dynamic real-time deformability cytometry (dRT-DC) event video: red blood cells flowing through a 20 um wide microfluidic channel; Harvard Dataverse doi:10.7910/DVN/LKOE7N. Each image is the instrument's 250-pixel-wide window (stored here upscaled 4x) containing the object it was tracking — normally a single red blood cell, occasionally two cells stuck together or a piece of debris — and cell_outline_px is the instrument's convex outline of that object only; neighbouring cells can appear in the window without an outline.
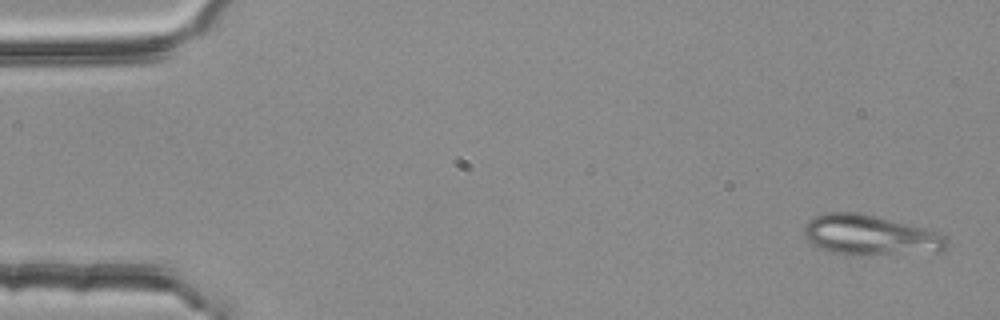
{"species": "common noctule bat (a hibernating species)", "species_latin": "Nyctalus noctula", "temperature_condition": "room temperature", "stored_images_in_passage": 4, "camera_frame_rate_fps": 3000, "um_per_image_px": 0.085, "animal": {"sex": "female", "body_mass_g": 25.1}, "frame": {"image": 1, "passage_image": 1, "time_ms": 0.0, "image_size_px": [1000, 320], "cell_outline_px": [[948, 248], [944, 252], [868, 256], [856, 256], [832, 252], [820, 248], [804, 240], [804, 228], [808, 220], [812, 216], [824, 212], [856, 212], [876, 216], [940, 232], [948, 240]], "centroid_in_image_um": [73.98, 20.02], "position_along_channel_um": 11.0, "area_um2": 34.33}}